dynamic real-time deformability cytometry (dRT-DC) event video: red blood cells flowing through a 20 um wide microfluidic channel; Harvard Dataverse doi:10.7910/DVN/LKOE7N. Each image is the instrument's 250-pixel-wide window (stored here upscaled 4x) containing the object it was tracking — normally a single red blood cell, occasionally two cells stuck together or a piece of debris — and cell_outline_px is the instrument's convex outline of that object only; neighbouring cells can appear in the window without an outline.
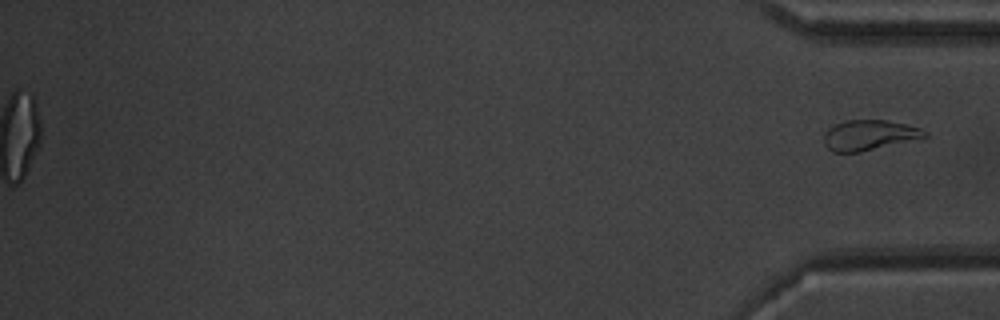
{"species": "common noctule bat (a hibernating species)", "species_latin": "Nyctalus noctula", "temperature_condition": "warm", "stored_images_in_passage": 39, "segment_of_instrument_passage": [2, 2], "camera_frame_rate_fps": 3000, "um_per_image_px": 0.085, "animal": {"sex": "male", "body_mass_g": 20.1, "forearm_length_mm": 53.5}, "frame": {"image": 1, "passage_image": 39, "time_ms": 12.667, "image_size_px": [1000, 320], "cell_outline_px": [[928, 136], [860, 152], [832, 152], [824, 144], [824, 132], [828, 128], [844, 120], [888, 120], [920, 128], [928, 132]], "centroid_in_image_um": [73.84, 11.48], "position_along_channel_um": 361.4, "area_um2": 17.63}}